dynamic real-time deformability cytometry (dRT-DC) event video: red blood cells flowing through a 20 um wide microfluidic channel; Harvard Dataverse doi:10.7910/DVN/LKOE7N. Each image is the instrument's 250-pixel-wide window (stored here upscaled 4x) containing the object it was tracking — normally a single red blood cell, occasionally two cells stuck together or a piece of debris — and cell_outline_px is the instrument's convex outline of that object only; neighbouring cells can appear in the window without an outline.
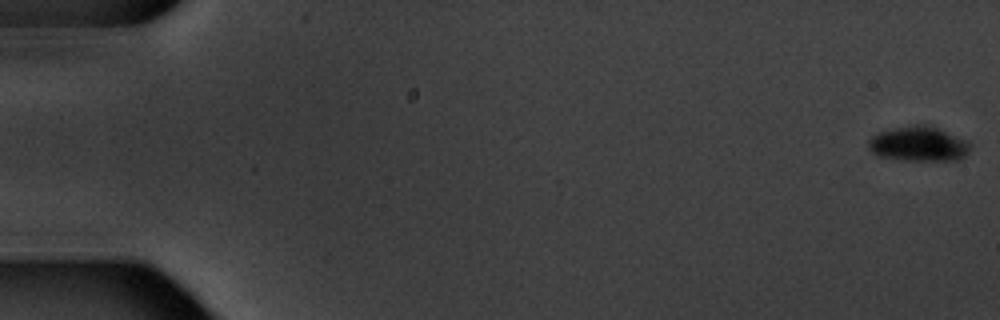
{"species": "common noctule bat (a hibernating species)", "species_latin": "Nyctalus noctula", "temperature_condition": "warm", "stored_images_in_passage": 6, "camera_frame_rate_fps": 3000, "um_per_image_px": 0.085, "animal": {"sex": "male", "body_mass_g": 20.1, "forearm_length_mm": 53.5}, "frame": {"image": 1, "passage_image": 1, "time_ms": 0.0, "image_size_px": [1000, 320], "cell_outline_px": [[972, 144], [968, 152], [964, 156], [956, 160], [904, 160], [880, 156], [872, 152], [868, 148], [868, 140], [876, 132], [888, 128], [916, 124], [924, 124], [936, 128], [968, 140]], "centroid_in_image_um": [78.05, 12.22], "position_along_channel_um": 6.9, "area_um2": 20.81}}
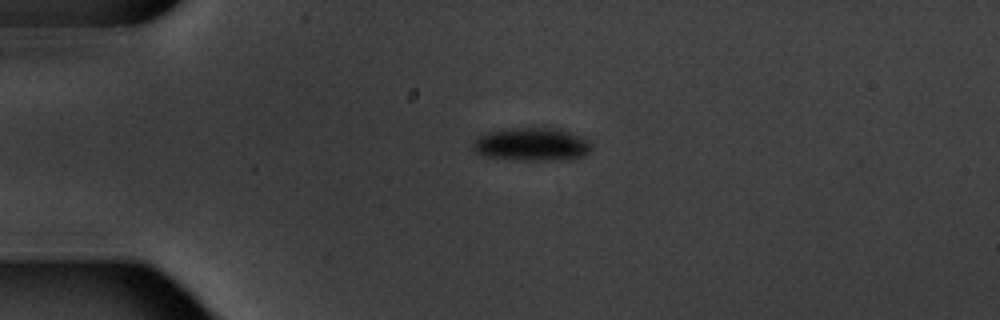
{"frame": {"image": 2, "passage_image": 5, "time_ms": 4.667, "image_size_px": [1000, 320], "cell_outline_px": [[592, 148], [584, 156], [572, 160], [520, 160], [480, 156], [472, 148], [472, 144], [476, 136], [484, 132], [508, 128], [560, 128], [584, 136], [588, 140]], "centroid_in_image_um": [45.2, 12.27], "position_along_channel_um": 39.8, "area_um2": 23.58}}